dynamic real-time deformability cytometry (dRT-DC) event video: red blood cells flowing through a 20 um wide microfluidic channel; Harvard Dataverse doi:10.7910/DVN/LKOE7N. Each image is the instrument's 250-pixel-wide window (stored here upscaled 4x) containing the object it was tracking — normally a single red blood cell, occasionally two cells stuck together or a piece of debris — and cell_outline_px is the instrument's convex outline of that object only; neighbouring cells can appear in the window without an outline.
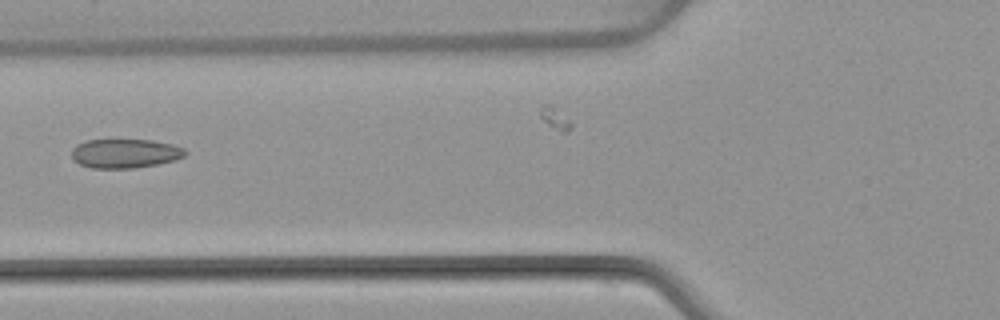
{"species": "common noctule bat (a hibernating species)", "species_latin": "Nyctalus noctula", "temperature_condition": "warm", "stored_images_in_passage": 6, "camera_frame_rate_fps": 3000, "um_per_image_px": 0.085, "animal": {"sex": "female", "body_mass_g": 22.7, "forearm_length_mm": 54.2}, "frame": {"image": 1, "passage_image": 5, "time_ms": 6.0, "image_size_px": [1000, 320], "cell_outline_px": [[188, 152], [184, 156], [176, 160], [136, 168], [92, 168], [80, 164], [72, 160], [72, 148], [76, 144], [88, 140], [152, 140], [172, 144], [184, 148]], "centroid_in_image_um": [10.63, 13.04], "position_along_channel_um": 115.2, "area_um2": 19.36}}